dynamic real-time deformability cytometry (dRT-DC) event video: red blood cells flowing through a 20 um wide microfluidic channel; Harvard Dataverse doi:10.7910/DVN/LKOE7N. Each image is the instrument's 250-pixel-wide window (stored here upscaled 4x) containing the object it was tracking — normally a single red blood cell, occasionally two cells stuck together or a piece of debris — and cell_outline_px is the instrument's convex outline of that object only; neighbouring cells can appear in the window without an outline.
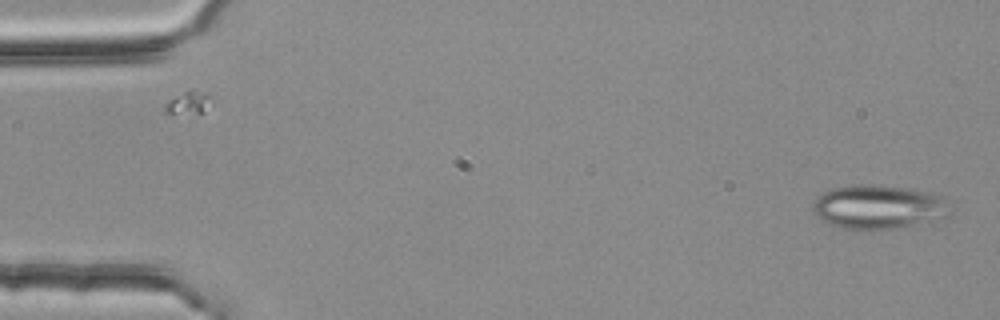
{"species": "common noctule bat (a hibernating species)", "species_latin": "Nyctalus noctula", "temperature_condition": "room temperature", "stored_images_in_passage": 3, "camera_frame_rate_fps": 3000, "um_per_image_px": 0.085, "animal": {"sex": "female", "body_mass_g": 25.1}, "frame": {"image": 1, "passage_image": 1, "time_ms": 0.0, "image_size_px": [1000, 320], "cell_outline_px": [[952, 212], [948, 216], [936, 220], [892, 228], [840, 228], [816, 216], [812, 212], [812, 204], [816, 196], [832, 188], [904, 188], [944, 196]], "centroid_in_image_um": [74.7, 17.63], "position_along_channel_um": 10.3, "area_um2": 33.58}}